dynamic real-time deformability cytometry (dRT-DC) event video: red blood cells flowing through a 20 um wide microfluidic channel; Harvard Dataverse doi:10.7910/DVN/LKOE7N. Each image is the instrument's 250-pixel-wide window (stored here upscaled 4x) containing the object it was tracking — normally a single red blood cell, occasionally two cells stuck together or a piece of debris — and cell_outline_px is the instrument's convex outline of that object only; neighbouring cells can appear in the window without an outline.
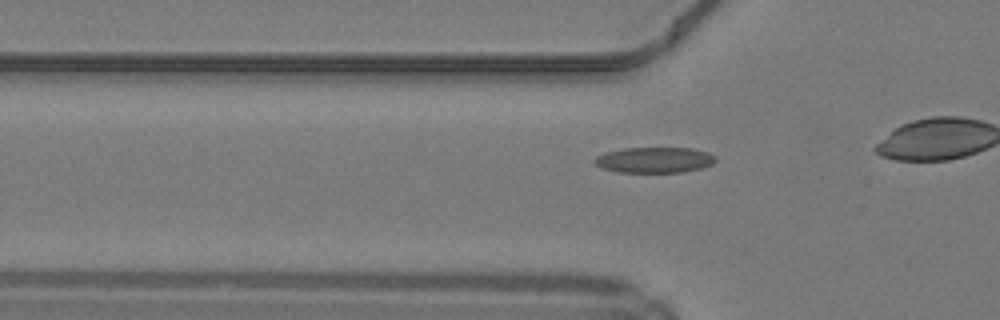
{"species": "common noctule bat (a hibernating species)", "species_latin": "Nyctalus noctula", "temperature_condition": "warm", "stored_images_in_passage": 22, "camera_frame_rate_fps": 3000, "um_per_image_px": 0.085, "animal": {"sex": "male", "body_mass_g": 19.2, "forearm_length_mm": 51.8}, "frame": {"image": 1, "passage_image": 14, "time_ms": 4.333, "image_size_px": [1000, 320], "cell_outline_px": [[716, 160], [712, 164], [700, 168], [684, 172], [620, 172], [604, 168], [596, 164], [592, 160], [596, 156], [608, 152], [624, 148], [692, 148], [708, 152], [716, 156]], "centroid_in_image_um": [55.66, 13.59], "position_along_channel_um": 70.1, "area_um2": 17.98}}
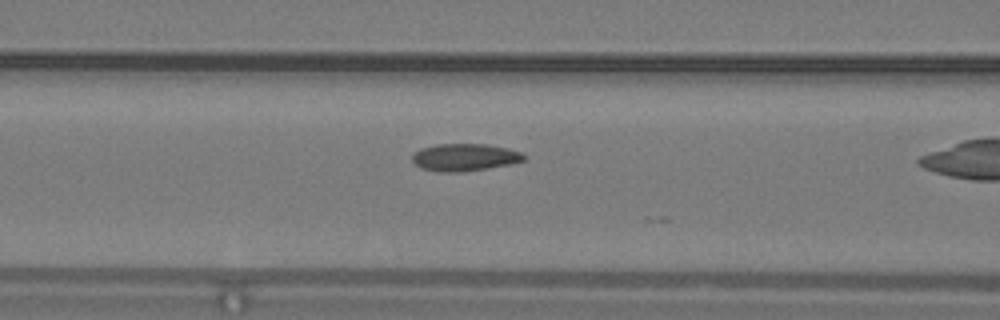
{"frame": {"image": 2, "passage_image": 18, "time_ms": 5.667, "image_size_px": [1000, 320], "cell_outline_px": [[524, 160], [512, 164], [488, 168], [460, 172], [436, 172], [420, 168], [412, 160], [412, 152], [420, 148], [436, 144], [488, 144], [508, 148], [520, 152], [524, 156]], "centroid_in_image_um": [39.45, 13.37], "position_along_channel_um": 127.2, "area_um2": 17.98}}
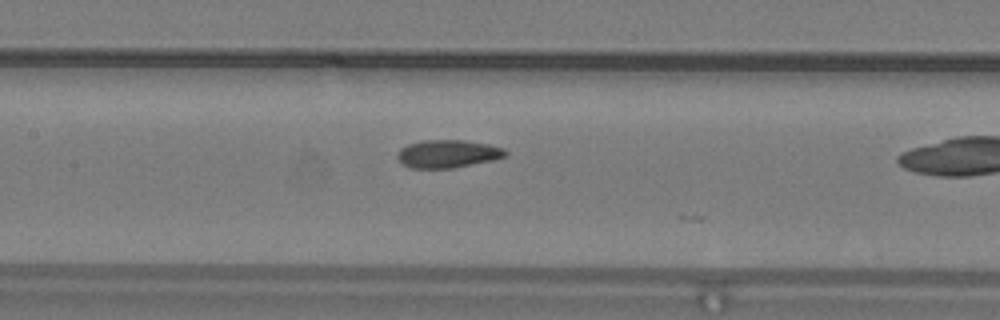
{"frame": {"image": 3, "passage_image": 21, "time_ms": 6.667, "image_size_px": [1000, 320], "cell_outline_px": [[508, 156], [492, 160], [452, 168], [412, 168], [404, 164], [396, 156], [400, 148], [408, 144], [424, 140], [464, 140], [488, 144], [504, 148], [508, 152]], "centroid_in_image_um": [38.08, 13.06], "position_along_channel_um": 169.3, "area_um2": 17.51}}